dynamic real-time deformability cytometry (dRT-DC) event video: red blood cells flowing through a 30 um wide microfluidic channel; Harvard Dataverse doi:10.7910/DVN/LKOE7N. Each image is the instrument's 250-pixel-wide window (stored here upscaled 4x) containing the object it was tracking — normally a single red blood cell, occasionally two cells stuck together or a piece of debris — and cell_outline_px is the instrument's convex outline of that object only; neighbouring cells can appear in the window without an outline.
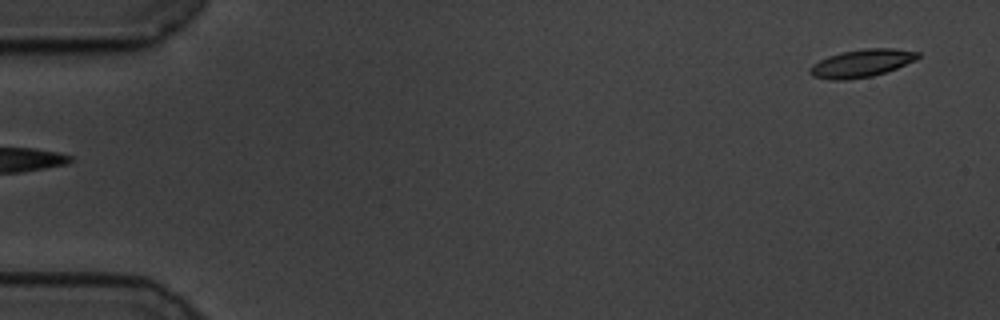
{"species": "common noctule bat (a hibernating species)", "species_latin": "Nyctalus noctula", "temperature_condition": "cold", "stored_images_in_passage": 57, "camera_frame_rate_fps": 3000, "um_per_image_px": 0.085, "animal": {"sex": "male", "body_mass_g": 19.5, "forearm_length_mm": 54.6}, "frame": {"image": 1, "passage_image": 1, "time_ms": 0.0, "image_size_px": [1000, 320], "cell_outline_px": [[920, 56], [916, 60], [896, 68], [872, 76], [848, 80], [832, 80], [812, 76], [808, 72], [808, 68], [812, 64], [828, 56], [840, 52], [864, 48], [892, 48], [920, 52]], "centroid_in_image_um": [73.21, 5.37], "position_along_channel_um": 11.8, "area_um2": 17.57}}
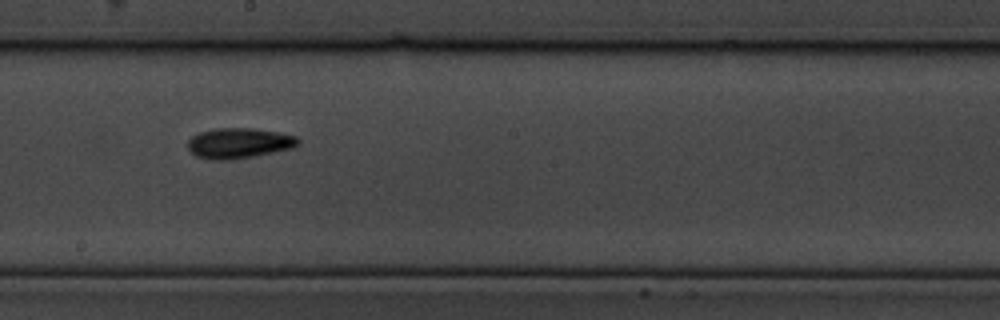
{"frame": {"image": 2, "passage_image": 31, "time_ms": 10.0, "image_size_px": [1000, 320], "cell_outline_px": [[300, 144], [292, 148], [252, 156], [228, 160], [212, 160], [196, 156], [188, 148], [188, 140], [192, 136], [200, 132], [212, 128], [252, 128], [280, 132], [296, 136], [300, 140]], "centroid_in_image_um": [20.31, 12.15], "position_along_channel_um": 227.9, "area_um2": 19.54}}
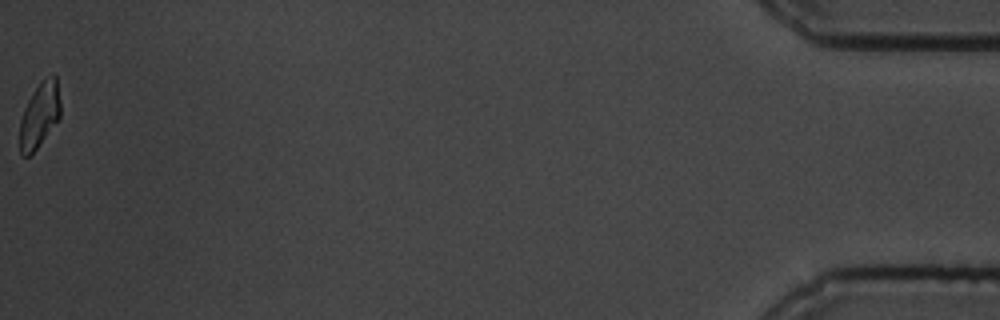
{"frame": {"image": 3, "passage_image": 57, "time_ms": 18.667, "image_size_px": [1000, 320], "cell_outline_px": [[60, 116], [36, 148], [28, 156], [20, 156], [20, 120], [24, 108], [28, 100], [40, 80], [52, 72], [56, 76], [60, 100]], "centroid_in_image_um": [3.36, 9.71], "position_along_channel_um": 431.8, "area_um2": 15.32}, "authors_computed_cell_mechanics": {"area_um2": 17.4556, "velocity_mm_per_s": 3.4468, "shape_relaxation_time_tau1_ms": 4.4873, "shape_relaxation_time_tau2_ms": null, "deformation_change_tau1": 0.1193, "deformation_change_tau2": null}}